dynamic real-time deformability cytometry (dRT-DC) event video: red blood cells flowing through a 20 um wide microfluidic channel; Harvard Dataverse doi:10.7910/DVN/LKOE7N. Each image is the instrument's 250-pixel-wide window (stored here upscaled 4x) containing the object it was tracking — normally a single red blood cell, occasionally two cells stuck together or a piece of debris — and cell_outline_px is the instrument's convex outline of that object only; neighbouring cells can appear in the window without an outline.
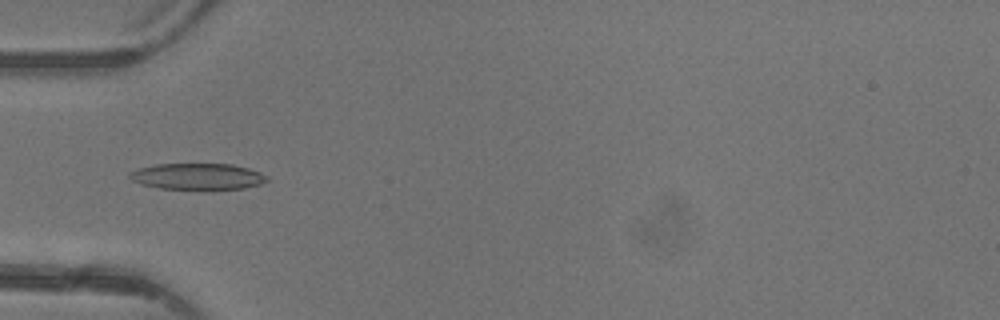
{"species": "common noctule bat (a hibernating species)", "species_latin": "Nyctalus noctula", "temperature_condition": "warm", "stored_images_in_passage": 3, "camera_frame_rate_fps": 3000, "um_per_image_px": 0.085, "animal": {"sex": "female"}, "frame": {"image": 1, "passage_image": 3, "time_ms": 2.333, "image_size_px": [1000, 320], "cell_outline_px": [[268, 180], [260, 184], [244, 188], [160, 188], [140, 184], [132, 180], [128, 176], [128, 172], [136, 168], [156, 164], [232, 164], [248, 168], [260, 172], [268, 176]], "centroid_in_image_um": [16.75, 14.97], "position_along_channel_um": 68.2, "area_um2": 20.81}}